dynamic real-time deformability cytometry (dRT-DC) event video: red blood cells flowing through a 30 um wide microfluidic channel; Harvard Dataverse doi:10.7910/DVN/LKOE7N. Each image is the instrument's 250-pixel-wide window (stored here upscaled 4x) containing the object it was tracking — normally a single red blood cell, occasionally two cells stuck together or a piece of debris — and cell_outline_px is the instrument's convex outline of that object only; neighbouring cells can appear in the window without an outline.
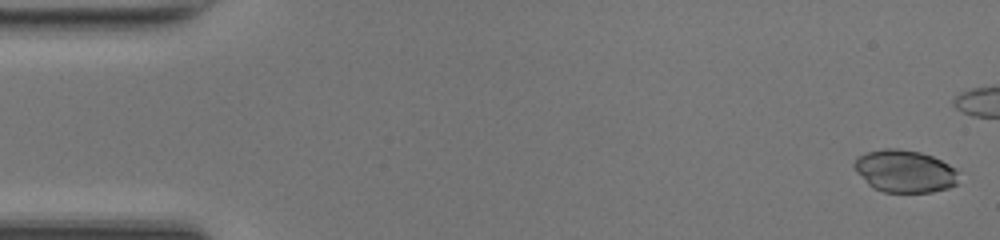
{"species": "common noctule bat (a hibernating species)", "species_latin": "Nyctalus noctula", "temperature_condition": "room temperature", "stored_images_in_passage": 40, "camera_frame_rate_fps": 3000, "um_per_image_px": 0.085, "animal": {"sex": "female", "body_mass_g": 17.0, "forearm_length_mm": 48.0}, "frame": {"image": 1, "passage_image": 2, "time_ms": 0.333, "image_size_px": [1000, 240], "cell_outline_px": [[960, 172], [956, 184], [948, 188], [932, 192], [884, 192], [872, 188], [856, 172], [852, 164], [856, 156], [864, 152], [884, 148], [896, 148], [920, 152], [932, 156], [956, 168]], "centroid_in_image_um": [76.88, 14.54], "position_along_channel_um": 8.1, "area_um2": 26.18}}
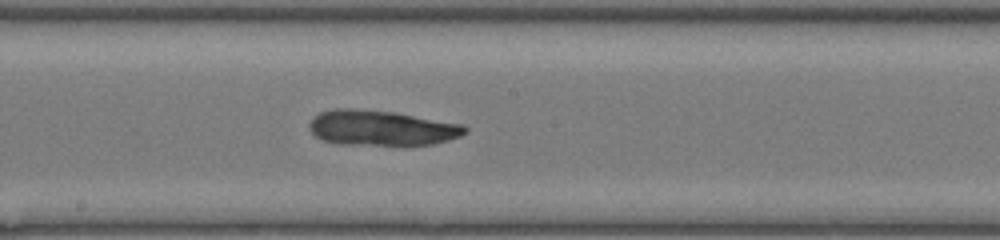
{"frame": {"image": 2, "passage_image": 27, "time_ms": 8.667, "image_size_px": [1000, 240], "cell_outline_px": [[468, 132], [460, 136], [448, 140], [432, 144], [408, 148], [340, 144], [320, 140], [308, 128], [308, 124], [312, 116], [320, 112], [332, 108], [348, 108], [392, 112], [464, 124], [468, 128]], "centroid_in_image_um": [32.42, 10.92], "position_along_channel_um": 215.8, "area_um2": 33.23}}
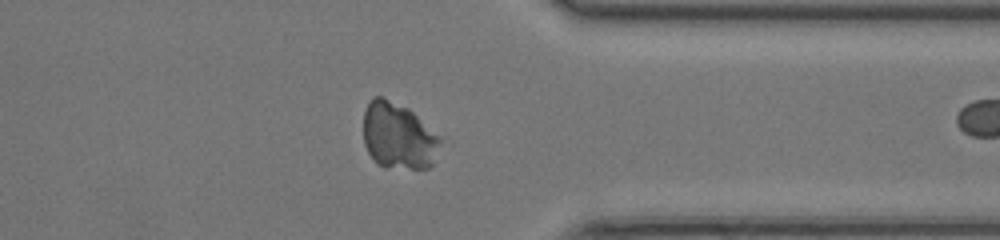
{"frame": {"image": 3, "passage_image": 39, "time_ms": 12.667, "image_size_px": [1000, 240], "cell_outline_px": [[440, 140], [432, 164], [428, 168], [384, 168], [368, 152], [364, 144], [364, 112], [368, 100], [372, 96], [384, 96], [408, 108], [440, 136]], "centroid_in_image_um": [33.82, 11.52], "position_along_channel_um": 377.6, "area_um2": 29.65}}